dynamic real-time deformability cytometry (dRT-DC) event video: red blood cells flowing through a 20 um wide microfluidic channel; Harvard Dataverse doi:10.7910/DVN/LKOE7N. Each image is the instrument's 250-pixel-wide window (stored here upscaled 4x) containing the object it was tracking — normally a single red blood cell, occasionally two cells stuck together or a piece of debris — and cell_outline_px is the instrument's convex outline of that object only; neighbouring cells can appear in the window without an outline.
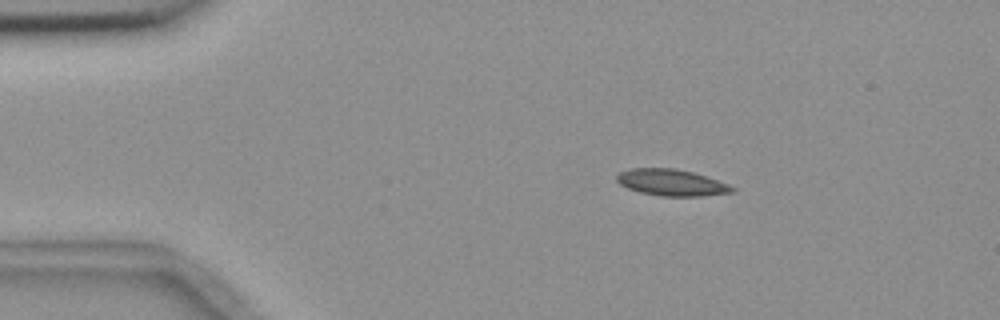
{"species": "common noctule bat (a hibernating species)", "species_latin": "Nyctalus noctula", "temperature_condition": "room temperature", "stored_images_in_passage": 4, "camera_frame_rate_fps": 3000, "um_per_image_px": 0.085, "animal": {"sex": "female", "body_mass_g": 18.4}, "frame": {"image": 1, "passage_image": 2, "time_ms": 1.333, "image_size_px": [1000, 320], "cell_outline_px": [[736, 192], [700, 196], [660, 196], [640, 192], [628, 188], [620, 184], [616, 180], [616, 176], [620, 172], [632, 168], [676, 168], [692, 172], [728, 184], [736, 188]], "centroid_in_image_um": [57.08, 15.52], "position_along_channel_um": 27.9, "area_um2": 17.74}}